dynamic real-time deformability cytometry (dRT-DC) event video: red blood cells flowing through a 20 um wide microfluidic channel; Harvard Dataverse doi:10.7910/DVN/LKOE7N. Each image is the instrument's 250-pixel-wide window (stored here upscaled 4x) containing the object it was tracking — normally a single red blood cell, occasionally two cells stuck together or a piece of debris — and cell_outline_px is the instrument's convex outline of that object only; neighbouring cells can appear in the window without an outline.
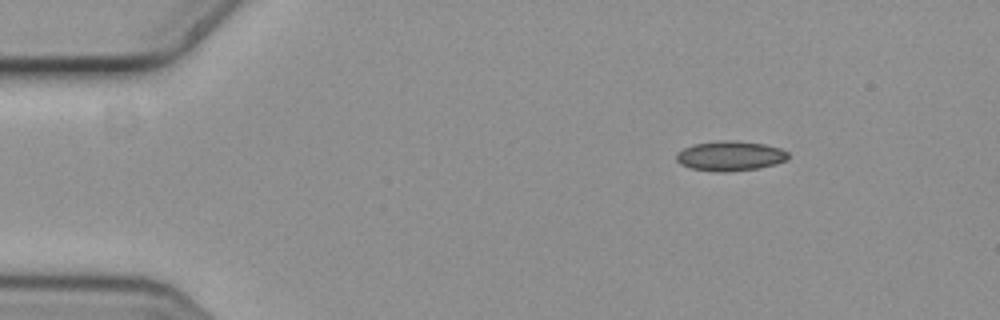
{"species": "common noctule bat (a hibernating species)", "species_latin": "Nyctalus noctula", "temperature_condition": "cold", "stored_images_in_passage": 4, "camera_frame_rate_fps": 3000, "um_per_image_px": 0.085, "animal": {"sex": "female", "body_mass_g": 19.3, "forearm_length_mm": 54.1}, "frame": {"image": 1, "passage_image": 1, "time_ms": 0.0, "image_size_px": [1000, 320], "cell_outline_px": [[788, 160], [776, 164], [760, 168], [724, 172], [720, 172], [688, 168], [680, 164], [676, 160], [676, 152], [692, 144], [716, 140], [736, 140], [764, 144], [780, 148], [788, 152]], "centroid_in_image_um": [62.04, 13.25], "position_along_channel_um": 23.0, "area_um2": 19.77}}
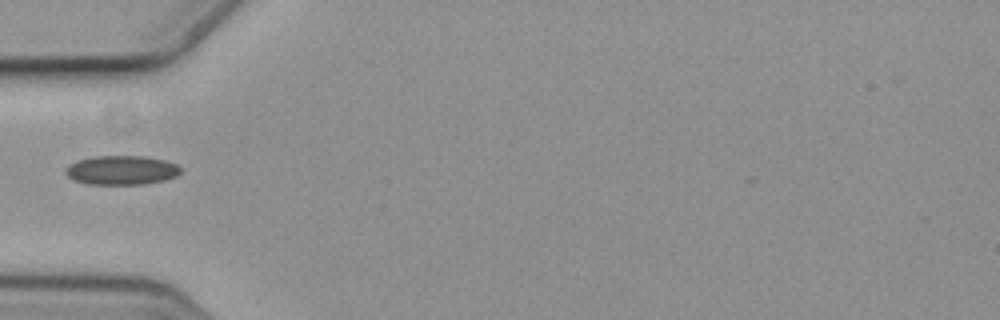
{"frame": {"image": 2, "passage_image": 4, "time_ms": 1.0, "image_size_px": [1000, 320], "cell_outline_px": [[180, 172], [176, 176], [164, 180], [144, 184], [88, 184], [72, 180], [64, 172], [64, 168], [68, 164], [76, 160], [96, 156], [144, 156], [164, 160], [176, 164], [180, 168]], "centroid_in_image_um": [10.27, 14.46], "position_along_channel_um": 74.7, "area_um2": 19.65}}